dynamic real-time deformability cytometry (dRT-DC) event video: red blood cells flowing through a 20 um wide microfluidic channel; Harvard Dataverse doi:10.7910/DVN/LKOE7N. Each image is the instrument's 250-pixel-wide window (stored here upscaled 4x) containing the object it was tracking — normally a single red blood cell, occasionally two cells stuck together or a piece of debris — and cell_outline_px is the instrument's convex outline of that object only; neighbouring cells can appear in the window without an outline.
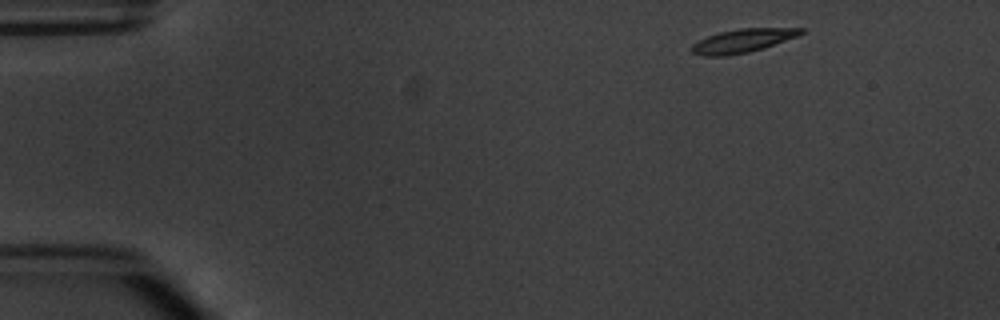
{"species": "common noctule bat (a hibernating species)", "species_latin": "Nyctalus noctula", "temperature_condition": "warm", "stored_images_in_passage": 3, "camera_frame_rate_fps": 3000, "um_per_image_px": 0.085, "animal": {"sex": "male", "body_mass_g": 20.1, "forearm_length_mm": 53.5}, "frame": {"image": 1, "passage_image": 1, "time_ms": 0.0, "image_size_px": [1000, 320], "cell_outline_px": [[804, 32], [800, 36], [764, 48], [748, 52], [728, 56], [704, 56], [692, 52], [692, 44], [708, 36], [720, 32], [740, 28], [804, 28]], "centroid_in_image_um": [63.18, 3.46], "position_along_channel_um": 21.8, "area_um2": 15.03}}